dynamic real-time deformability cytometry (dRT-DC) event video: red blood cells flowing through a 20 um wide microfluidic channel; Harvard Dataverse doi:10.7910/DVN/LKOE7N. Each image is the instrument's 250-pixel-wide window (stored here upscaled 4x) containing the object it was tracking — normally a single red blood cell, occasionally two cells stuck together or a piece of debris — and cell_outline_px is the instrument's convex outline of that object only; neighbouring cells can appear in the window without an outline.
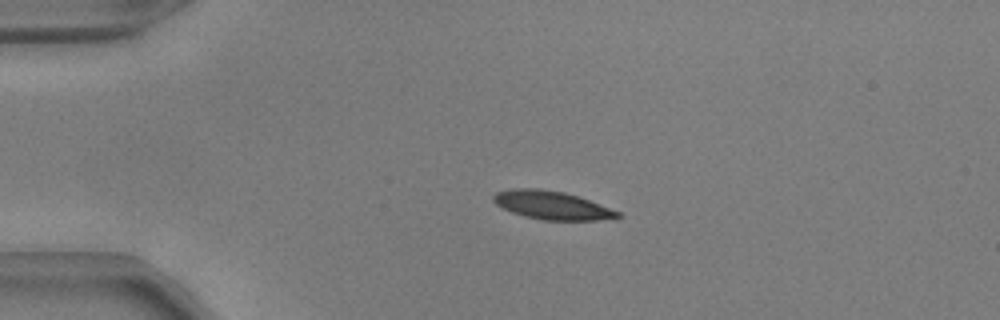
{"species": "common noctule bat (a hibernating species)", "species_latin": "Nyctalus noctula", "temperature_condition": "warm", "stored_images_in_passage": 42, "camera_frame_rate_fps": 3000, "um_per_image_px": 0.085, "animal": {"sex": "male", "body_mass_g": 17.9, "forearm_length_mm": 54.2}, "frame": {"image": 1, "passage_image": 1, "time_ms": 0.0, "image_size_px": [1000, 320], "cell_outline_px": [[624, 216], [596, 220], [540, 220], [524, 216], [512, 212], [496, 204], [492, 200], [492, 196], [496, 192], [512, 188], [540, 188], [564, 192], [588, 200], [620, 212]], "centroid_in_image_um": [46.87, 17.44], "position_along_channel_um": 38.1, "area_um2": 20.4}}
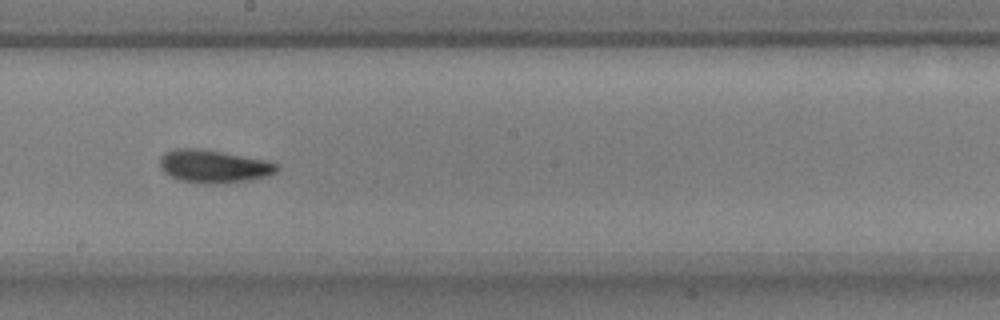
{"frame": {"image": 2, "passage_image": 19, "time_ms": 6.0, "image_size_px": [1000, 320], "cell_outline_px": [[280, 168], [276, 172], [268, 176], [248, 180], [224, 184], [208, 184], [180, 180], [164, 172], [160, 168], [160, 156], [164, 152], [176, 148], [200, 148], [224, 152], [268, 160], [276, 164]], "centroid_in_image_um": [18.17, 14.13], "position_along_channel_um": 230.0, "area_um2": 22.72}}
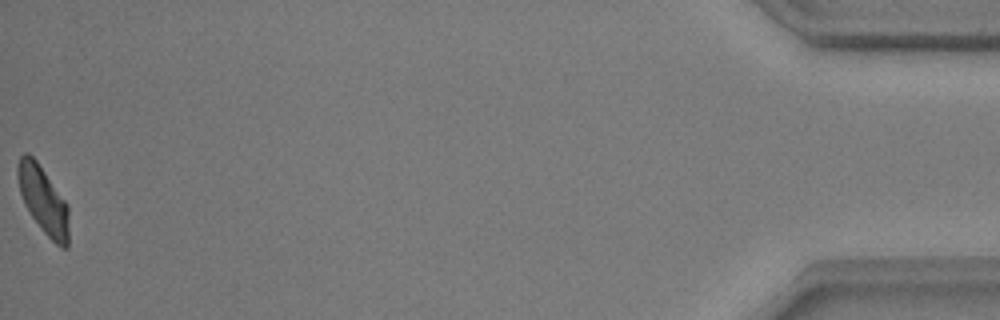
{"frame": {"image": 3, "passage_image": 42, "time_ms": 13.667, "image_size_px": [1000, 320], "cell_outline_px": [[68, 248], [60, 248], [44, 232], [32, 216], [24, 204], [20, 192], [16, 176], [16, 168], [20, 156], [24, 152], [28, 152], [36, 160], [68, 204]], "centroid_in_image_um": [3.66, 16.99], "position_along_channel_um": 431.5, "area_um2": 20.06}, "authors_computed_cell_mechanics": {"area_um2": 21.2415, "velocity_mm_per_s": 3.8407, "shape_relaxation_time_tau1_ms": 2.8294, "shape_relaxation_time_tau2_ms": 2.8452, "deformation_change_tau1": 0.1459, "deformation_change_tau2": 0.1009}}